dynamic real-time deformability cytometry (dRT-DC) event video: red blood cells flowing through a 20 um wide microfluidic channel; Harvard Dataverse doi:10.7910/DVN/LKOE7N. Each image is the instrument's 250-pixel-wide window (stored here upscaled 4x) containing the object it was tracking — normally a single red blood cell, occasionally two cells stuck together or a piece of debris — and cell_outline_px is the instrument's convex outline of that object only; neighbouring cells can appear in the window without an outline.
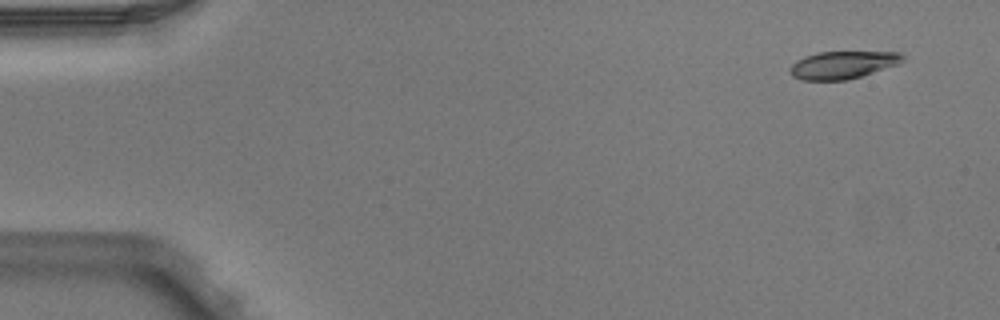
{"species": "Egyptian fruit bat (a non-hibernating species)", "species_latin": "Rousettus aegyptiacus", "temperature_condition": "warm", "stored_images_in_passage": 4, "camera_frame_rate_fps": 3000, "um_per_image_px": 0.085, "animal": {"sex": "male"}, "frame": {"image": 1, "passage_image": 1, "time_ms": 0.0, "image_size_px": [1000, 320], "cell_outline_px": [[904, 60], [900, 64], [848, 80], [800, 80], [792, 76], [788, 68], [796, 60], [804, 56], [816, 52], [900, 52], [904, 56]], "centroid_in_image_um": [71.62, 5.52], "position_along_channel_um": 13.4, "area_um2": 18.32}}
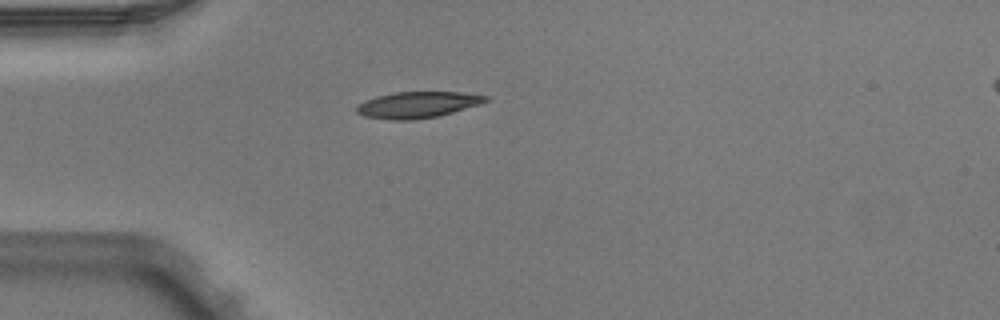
{"frame": {"image": 2, "passage_image": 4, "time_ms": 1.0, "image_size_px": [1000, 320], "cell_outline_px": [[488, 100], [480, 104], [440, 116], [412, 120], [392, 120], [364, 116], [356, 112], [356, 108], [360, 104], [376, 96], [392, 92], [460, 92], [488, 96]], "centroid_in_image_um": [35.5, 8.91], "position_along_channel_um": 49.5, "area_um2": 19.65}}